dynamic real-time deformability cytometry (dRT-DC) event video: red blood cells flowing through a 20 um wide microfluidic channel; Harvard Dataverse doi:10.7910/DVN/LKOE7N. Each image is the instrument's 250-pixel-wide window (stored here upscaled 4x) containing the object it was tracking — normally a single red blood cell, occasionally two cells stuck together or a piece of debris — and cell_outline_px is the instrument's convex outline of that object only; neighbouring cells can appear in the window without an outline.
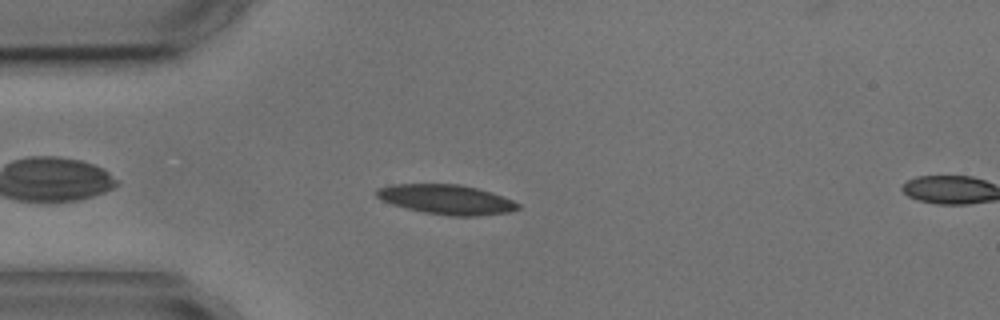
{"species": "common noctule bat (a hibernating species)", "species_latin": "Nyctalus noctula", "temperature_condition": "cold", "stored_images_in_passage": 5, "segment_of_instrument_passage": [1, 2], "camera_frame_rate_fps": 3000, "um_per_image_px": 0.085, "animal": {"sex": "male", "body_mass_g": 17.9, "forearm_length_mm": 54.2}, "frame": {"image": 1, "passage_image": 4, "time_ms": 4.333, "image_size_px": [1000, 320], "cell_outline_px": [[520, 208], [508, 212], [480, 216], [448, 216], [424, 212], [392, 204], [376, 196], [376, 188], [392, 184], [460, 184], [492, 192], [512, 200], [520, 204]], "centroid_in_image_um": [37.97, 16.95], "position_along_channel_um": 47.0, "area_um2": 24.39}}